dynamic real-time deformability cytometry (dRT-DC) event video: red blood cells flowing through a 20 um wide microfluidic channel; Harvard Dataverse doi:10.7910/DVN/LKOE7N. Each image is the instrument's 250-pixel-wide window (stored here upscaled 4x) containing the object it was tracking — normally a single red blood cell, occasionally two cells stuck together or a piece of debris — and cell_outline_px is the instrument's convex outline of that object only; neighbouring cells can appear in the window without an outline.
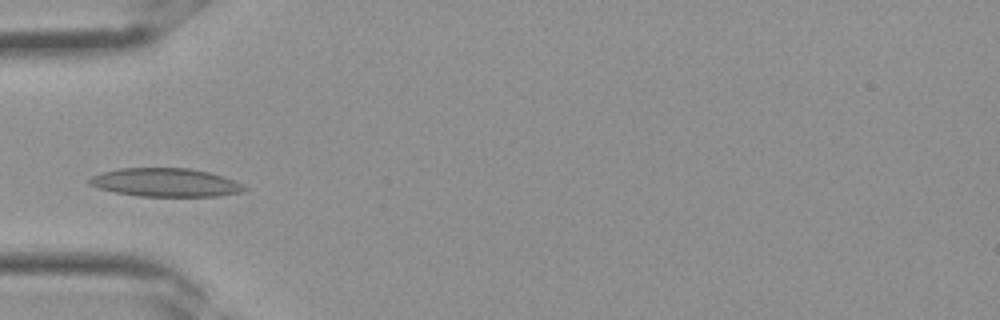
{"species": "Egyptian fruit bat (a non-hibernating species)", "species_latin": "Rousettus aegyptiacus", "temperature_condition": "room temperature", "stored_images_in_passage": 29, "camera_frame_rate_fps": 3000, "um_per_image_px": 0.085, "frame": {"image": 1, "passage_image": 8, "time_ms": 2.333, "image_size_px": [1000, 320], "cell_outline_px": [[248, 188], [244, 192], [216, 196], [140, 196], [116, 192], [100, 188], [88, 184], [88, 180], [92, 176], [100, 172], [120, 168], [188, 168], [208, 172], [224, 176], [244, 184]], "centroid_in_image_um": [14.1, 15.51], "position_along_channel_um": 70.9, "area_um2": 25.72}}
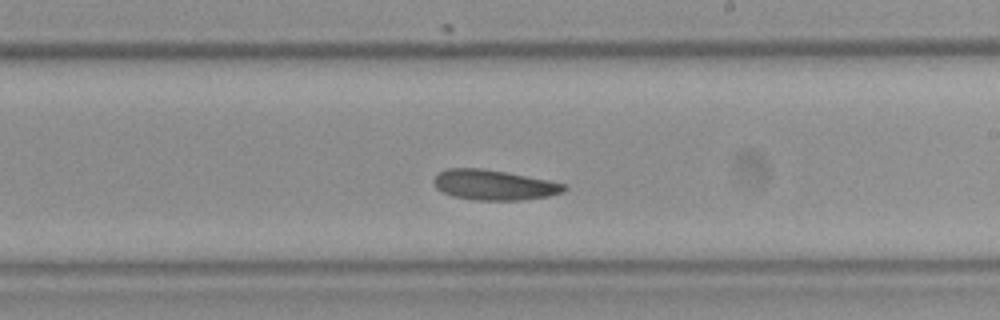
{"frame": {"image": 2, "passage_image": 17, "time_ms": 5.333, "image_size_px": [1000, 320], "cell_outline_px": [[568, 188], [564, 192], [548, 196], [520, 200], [476, 200], [452, 196], [436, 188], [432, 180], [436, 172], [444, 168], [484, 168], [548, 180], [564, 184]], "centroid_in_image_um": [41.93, 15.71], "position_along_channel_um": 247.1, "area_um2": 23.06}}
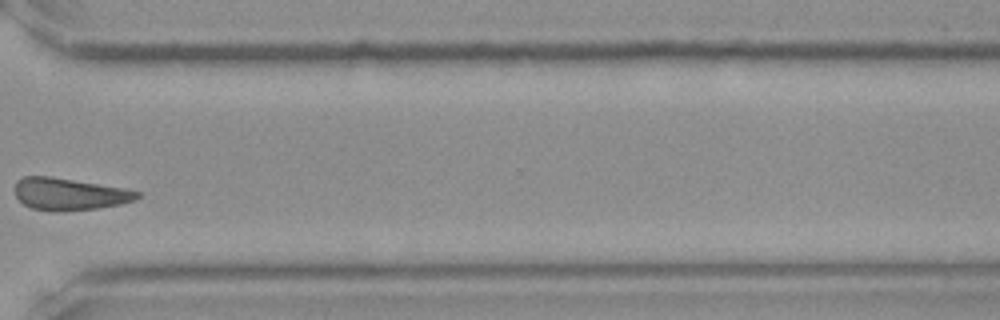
{"frame": {"image": 3, "passage_image": 23, "time_ms": 7.333, "image_size_px": [1000, 320], "cell_outline_px": [[140, 196], [136, 200], [120, 204], [96, 208], [56, 212], [52, 212], [32, 208], [24, 204], [16, 196], [16, 180], [24, 176], [52, 176], [124, 188], [140, 192]], "centroid_in_image_um": [5.89, 16.49], "position_along_channel_um": 364.7, "area_um2": 22.89}}